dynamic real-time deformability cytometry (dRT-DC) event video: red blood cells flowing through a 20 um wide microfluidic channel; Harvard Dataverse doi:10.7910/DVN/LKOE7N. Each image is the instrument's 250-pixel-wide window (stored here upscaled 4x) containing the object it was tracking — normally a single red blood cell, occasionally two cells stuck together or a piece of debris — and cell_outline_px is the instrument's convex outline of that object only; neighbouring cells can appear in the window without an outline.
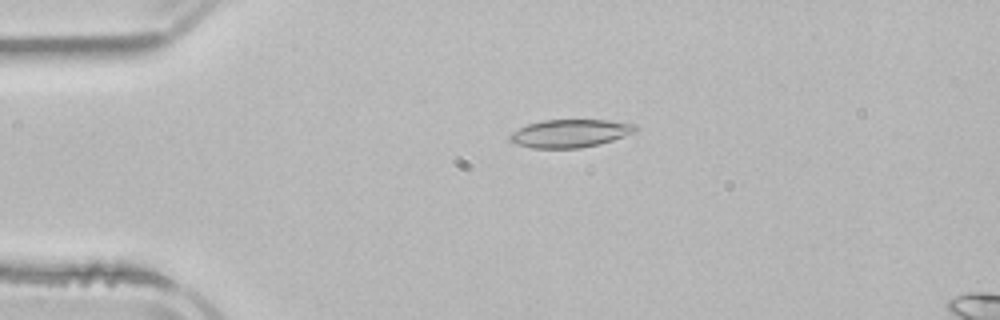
{"species": "common noctule bat (a hibernating species)", "species_latin": "Nyctalus noctula", "temperature_condition": "room temperature", "stored_images_in_passage": 4, "segment_of_instrument_passage": [1, 2], "camera_frame_rate_fps": 3000, "um_per_image_px": 0.085, "animal": {"sex": "male", "body_mass_g": 21.5, "forearm_length_mm": 52.0}, "frame": {"image": 1, "passage_image": 2, "time_ms": 1.333, "image_size_px": [1000, 320], "cell_outline_px": [[640, 128], [632, 132], [612, 140], [600, 144], [580, 148], [532, 148], [516, 144], [508, 140], [508, 136], [512, 132], [528, 124], [544, 120], [608, 120], [636, 124]], "centroid_in_image_um": [48.44, 11.34], "position_along_channel_um": 36.6, "area_um2": 20.4}}